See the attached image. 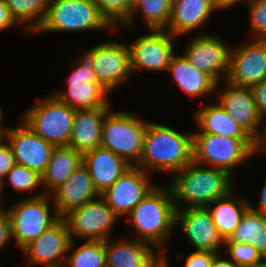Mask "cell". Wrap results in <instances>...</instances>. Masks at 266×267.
<instances>
[{"instance_id": "obj_48", "label": "cell", "mask_w": 266, "mask_h": 267, "mask_svg": "<svg viewBox=\"0 0 266 267\" xmlns=\"http://www.w3.org/2000/svg\"><path fill=\"white\" fill-rule=\"evenodd\" d=\"M1 194H2V183L0 182V197H1ZM1 199V198H0ZM3 203L1 202L0 200V210L4 209L2 206Z\"/></svg>"}, {"instance_id": "obj_30", "label": "cell", "mask_w": 266, "mask_h": 267, "mask_svg": "<svg viewBox=\"0 0 266 267\" xmlns=\"http://www.w3.org/2000/svg\"><path fill=\"white\" fill-rule=\"evenodd\" d=\"M18 26L24 24L26 34L36 33L43 24L50 0H4Z\"/></svg>"}, {"instance_id": "obj_20", "label": "cell", "mask_w": 266, "mask_h": 267, "mask_svg": "<svg viewBox=\"0 0 266 267\" xmlns=\"http://www.w3.org/2000/svg\"><path fill=\"white\" fill-rule=\"evenodd\" d=\"M100 196L97 192L88 169L81 164L70 177L52 194V205L60 218L72 210L81 207L88 201Z\"/></svg>"}, {"instance_id": "obj_3", "label": "cell", "mask_w": 266, "mask_h": 267, "mask_svg": "<svg viewBox=\"0 0 266 267\" xmlns=\"http://www.w3.org/2000/svg\"><path fill=\"white\" fill-rule=\"evenodd\" d=\"M135 239L153 245L166 254L165 242L175 226V207L170 188L156 185L126 216Z\"/></svg>"}, {"instance_id": "obj_4", "label": "cell", "mask_w": 266, "mask_h": 267, "mask_svg": "<svg viewBox=\"0 0 266 267\" xmlns=\"http://www.w3.org/2000/svg\"><path fill=\"white\" fill-rule=\"evenodd\" d=\"M146 126L147 120L132 112L109 110L102 124L100 146L136 166L142 157Z\"/></svg>"}, {"instance_id": "obj_5", "label": "cell", "mask_w": 266, "mask_h": 267, "mask_svg": "<svg viewBox=\"0 0 266 267\" xmlns=\"http://www.w3.org/2000/svg\"><path fill=\"white\" fill-rule=\"evenodd\" d=\"M255 155L254 139H234L217 134L193 132V161L233 176L234 168Z\"/></svg>"}, {"instance_id": "obj_1", "label": "cell", "mask_w": 266, "mask_h": 267, "mask_svg": "<svg viewBox=\"0 0 266 267\" xmlns=\"http://www.w3.org/2000/svg\"><path fill=\"white\" fill-rule=\"evenodd\" d=\"M193 161V133H181L168 126L147 121L143 153L136 165L152 170L176 173Z\"/></svg>"}, {"instance_id": "obj_45", "label": "cell", "mask_w": 266, "mask_h": 267, "mask_svg": "<svg viewBox=\"0 0 266 267\" xmlns=\"http://www.w3.org/2000/svg\"><path fill=\"white\" fill-rule=\"evenodd\" d=\"M241 1H246V3H248L251 0H216V3L220 10H225L226 8L228 9L229 7H232Z\"/></svg>"}, {"instance_id": "obj_8", "label": "cell", "mask_w": 266, "mask_h": 267, "mask_svg": "<svg viewBox=\"0 0 266 267\" xmlns=\"http://www.w3.org/2000/svg\"><path fill=\"white\" fill-rule=\"evenodd\" d=\"M94 0H50L45 19L38 32L109 30Z\"/></svg>"}, {"instance_id": "obj_2", "label": "cell", "mask_w": 266, "mask_h": 267, "mask_svg": "<svg viewBox=\"0 0 266 267\" xmlns=\"http://www.w3.org/2000/svg\"><path fill=\"white\" fill-rule=\"evenodd\" d=\"M172 175L174 179L171 178L168 187L175 210L179 209L177 203L180 202L185 203L184 208L207 207L233 191L234 176L222 169L202 167L194 161Z\"/></svg>"}, {"instance_id": "obj_34", "label": "cell", "mask_w": 266, "mask_h": 267, "mask_svg": "<svg viewBox=\"0 0 266 267\" xmlns=\"http://www.w3.org/2000/svg\"><path fill=\"white\" fill-rule=\"evenodd\" d=\"M6 179L9 186L11 185L15 191L20 193L31 192L42 186V177L39 173L19 164H15L8 172L5 180L2 182V191Z\"/></svg>"}, {"instance_id": "obj_9", "label": "cell", "mask_w": 266, "mask_h": 267, "mask_svg": "<svg viewBox=\"0 0 266 267\" xmlns=\"http://www.w3.org/2000/svg\"><path fill=\"white\" fill-rule=\"evenodd\" d=\"M72 65L73 70L67 77V90L52 94L75 110L110 106L109 93L98 83L89 60L81 55Z\"/></svg>"}, {"instance_id": "obj_35", "label": "cell", "mask_w": 266, "mask_h": 267, "mask_svg": "<svg viewBox=\"0 0 266 267\" xmlns=\"http://www.w3.org/2000/svg\"><path fill=\"white\" fill-rule=\"evenodd\" d=\"M229 259L239 267H262L266 264L259 252L249 243L224 242Z\"/></svg>"}, {"instance_id": "obj_47", "label": "cell", "mask_w": 266, "mask_h": 267, "mask_svg": "<svg viewBox=\"0 0 266 267\" xmlns=\"http://www.w3.org/2000/svg\"><path fill=\"white\" fill-rule=\"evenodd\" d=\"M151 267H171L167 261L165 254H162Z\"/></svg>"}, {"instance_id": "obj_22", "label": "cell", "mask_w": 266, "mask_h": 267, "mask_svg": "<svg viewBox=\"0 0 266 267\" xmlns=\"http://www.w3.org/2000/svg\"><path fill=\"white\" fill-rule=\"evenodd\" d=\"M218 10L216 0H172L171 16L165 30L175 37L191 33Z\"/></svg>"}, {"instance_id": "obj_19", "label": "cell", "mask_w": 266, "mask_h": 267, "mask_svg": "<svg viewBox=\"0 0 266 267\" xmlns=\"http://www.w3.org/2000/svg\"><path fill=\"white\" fill-rule=\"evenodd\" d=\"M225 89L220 91L218 102L231 115L237 124L243 128L254 140L260 134L258 128L262 126L252 92L249 87L237 86L223 81Z\"/></svg>"}, {"instance_id": "obj_13", "label": "cell", "mask_w": 266, "mask_h": 267, "mask_svg": "<svg viewBox=\"0 0 266 267\" xmlns=\"http://www.w3.org/2000/svg\"><path fill=\"white\" fill-rule=\"evenodd\" d=\"M151 33L137 37L131 44V74L136 70L167 71L174 52V39L165 29H150Z\"/></svg>"}, {"instance_id": "obj_32", "label": "cell", "mask_w": 266, "mask_h": 267, "mask_svg": "<svg viewBox=\"0 0 266 267\" xmlns=\"http://www.w3.org/2000/svg\"><path fill=\"white\" fill-rule=\"evenodd\" d=\"M74 242H70L64 267H106L105 241L84 240L77 247Z\"/></svg>"}, {"instance_id": "obj_37", "label": "cell", "mask_w": 266, "mask_h": 267, "mask_svg": "<svg viewBox=\"0 0 266 267\" xmlns=\"http://www.w3.org/2000/svg\"><path fill=\"white\" fill-rule=\"evenodd\" d=\"M16 164L14 154L9 143L5 139L0 143V182L2 183L8 172Z\"/></svg>"}, {"instance_id": "obj_39", "label": "cell", "mask_w": 266, "mask_h": 267, "mask_svg": "<svg viewBox=\"0 0 266 267\" xmlns=\"http://www.w3.org/2000/svg\"><path fill=\"white\" fill-rule=\"evenodd\" d=\"M255 101L258 115L262 121L266 120V80L250 87Z\"/></svg>"}, {"instance_id": "obj_25", "label": "cell", "mask_w": 266, "mask_h": 267, "mask_svg": "<svg viewBox=\"0 0 266 267\" xmlns=\"http://www.w3.org/2000/svg\"><path fill=\"white\" fill-rule=\"evenodd\" d=\"M167 71L172 74V82L190 97H202L217 93L219 85L204 72L198 71L184 55L172 57Z\"/></svg>"}, {"instance_id": "obj_10", "label": "cell", "mask_w": 266, "mask_h": 267, "mask_svg": "<svg viewBox=\"0 0 266 267\" xmlns=\"http://www.w3.org/2000/svg\"><path fill=\"white\" fill-rule=\"evenodd\" d=\"M97 74L98 83L109 94L131 76L128 44L105 41L82 53Z\"/></svg>"}, {"instance_id": "obj_29", "label": "cell", "mask_w": 266, "mask_h": 267, "mask_svg": "<svg viewBox=\"0 0 266 267\" xmlns=\"http://www.w3.org/2000/svg\"><path fill=\"white\" fill-rule=\"evenodd\" d=\"M224 242L249 243L266 262V214L256 212L249 207L240 224Z\"/></svg>"}, {"instance_id": "obj_26", "label": "cell", "mask_w": 266, "mask_h": 267, "mask_svg": "<svg viewBox=\"0 0 266 267\" xmlns=\"http://www.w3.org/2000/svg\"><path fill=\"white\" fill-rule=\"evenodd\" d=\"M194 117L201 133L217 134L234 139H253L228 114L217 101L205 104L194 112Z\"/></svg>"}, {"instance_id": "obj_38", "label": "cell", "mask_w": 266, "mask_h": 267, "mask_svg": "<svg viewBox=\"0 0 266 267\" xmlns=\"http://www.w3.org/2000/svg\"><path fill=\"white\" fill-rule=\"evenodd\" d=\"M217 253L212 251L195 250L186 257L184 267H211Z\"/></svg>"}, {"instance_id": "obj_23", "label": "cell", "mask_w": 266, "mask_h": 267, "mask_svg": "<svg viewBox=\"0 0 266 267\" xmlns=\"http://www.w3.org/2000/svg\"><path fill=\"white\" fill-rule=\"evenodd\" d=\"M83 165L99 194L112 186L130 167L119 155L101 146L83 154Z\"/></svg>"}, {"instance_id": "obj_41", "label": "cell", "mask_w": 266, "mask_h": 267, "mask_svg": "<svg viewBox=\"0 0 266 267\" xmlns=\"http://www.w3.org/2000/svg\"><path fill=\"white\" fill-rule=\"evenodd\" d=\"M17 25L10 15L4 0H0V31Z\"/></svg>"}, {"instance_id": "obj_21", "label": "cell", "mask_w": 266, "mask_h": 267, "mask_svg": "<svg viewBox=\"0 0 266 267\" xmlns=\"http://www.w3.org/2000/svg\"><path fill=\"white\" fill-rule=\"evenodd\" d=\"M156 250L153 245L135 238L122 237L116 242L109 238L105 240L106 267H151L162 255Z\"/></svg>"}, {"instance_id": "obj_7", "label": "cell", "mask_w": 266, "mask_h": 267, "mask_svg": "<svg viewBox=\"0 0 266 267\" xmlns=\"http://www.w3.org/2000/svg\"><path fill=\"white\" fill-rule=\"evenodd\" d=\"M50 201H53L51 195L44 191L38 195L24 196L19 203L6 209L11 239L16 241L20 250L60 219L55 206L49 205ZM50 208H53L51 213Z\"/></svg>"}, {"instance_id": "obj_6", "label": "cell", "mask_w": 266, "mask_h": 267, "mask_svg": "<svg viewBox=\"0 0 266 267\" xmlns=\"http://www.w3.org/2000/svg\"><path fill=\"white\" fill-rule=\"evenodd\" d=\"M48 96L28 108L21 121L54 147L69 146L76 110L52 93Z\"/></svg>"}, {"instance_id": "obj_46", "label": "cell", "mask_w": 266, "mask_h": 267, "mask_svg": "<svg viewBox=\"0 0 266 267\" xmlns=\"http://www.w3.org/2000/svg\"><path fill=\"white\" fill-rule=\"evenodd\" d=\"M2 112H3V110H1V108H0V143L6 139V133H7V129H8V127L6 128V127L2 126V120L4 119Z\"/></svg>"}, {"instance_id": "obj_33", "label": "cell", "mask_w": 266, "mask_h": 267, "mask_svg": "<svg viewBox=\"0 0 266 267\" xmlns=\"http://www.w3.org/2000/svg\"><path fill=\"white\" fill-rule=\"evenodd\" d=\"M94 3L99 13L113 29L128 21L134 7L133 0H94Z\"/></svg>"}, {"instance_id": "obj_28", "label": "cell", "mask_w": 266, "mask_h": 267, "mask_svg": "<svg viewBox=\"0 0 266 267\" xmlns=\"http://www.w3.org/2000/svg\"><path fill=\"white\" fill-rule=\"evenodd\" d=\"M231 191L227 196L217 199L207 206L211 213L213 222L219 235L224 239H228L234 232L235 228L240 224L241 219L250 207V203L246 198H236ZM234 197V198H233Z\"/></svg>"}, {"instance_id": "obj_18", "label": "cell", "mask_w": 266, "mask_h": 267, "mask_svg": "<svg viewBox=\"0 0 266 267\" xmlns=\"http://www.w3.org/2000/svg\"><path fill=\"white\" fill-rule=\"evenodd\" d=\"M6 140L12 149L16 164L40 175L45 172L54 149L53 145L35 134L23 122L19 127L7 129Z\"/></svg>"}, {"instance_id": "obj_17", "label": "cell", "mask_w": 266, "mask_h": 267, "mask_svg": "<svg viewBox=\"0 0 266 267\" xmlns=\"http://www.w3.org/2000/svg\"><path fill=\"white\" fill-rule=\"evenodd\" d=\"M177 224L195 250L220 254L219 248L224 245V239L219 235L207 207H182L175 210V225Z\"/></svg>"}, {"instance_id": "obj_12", "label": "cell", "mask_w": 266, "mask_h": 267, "mask_svg": "<svg viewBox=\"0 0 266 267\" xmlns=\"http://www.w3.org/2000/svg\"><path fill=\"white\" fill-rule=\"evenodd\" d=\"M190 39L182 55L198 71L210 76L217 84H220L223 79L226 80L231 48L212 33H198Z\"/></svg>"}, {"instance_id": "obj_11", "label": "cell", "mask_w": 266, "mask_h": 267, "mask_svg": "<svg viewBox=\"0 0 266 267\" xmlns=\"http://www.w3.org/2000/svg\"><path fill=\"white\" fill-rule=\"evenodd\" d=\"M63 219L67 224L71 240L79 237L83 240L105 241L109 239L112 226L119 221V217L101 196L72 210Z\"/></svg>"}, {"instance_id": "obj_36", "label": "cell", "mask_w": 266, "mask_h": 267, "mask_svg": "<svg viewBox=\"0 0 266 267\" xmlns=\"http://www.w3.org/2000/svg\"><path fill=\"white\" fill-rule=\"evenodd\" d=\"M247 5L253 39H266V0H251Z\"/></svg>"}, {"instance_id": "obj_40", "label": "cell", "mask_w": 266, "mask_h": 267, "mask_svg": "<svg viewBox=\"0 0 266 267\" xmlns=\"http://www.w3.org/2000/svg\"><path fill=\"white\" fill-rule=\"evenodd\" d=\"M11 239L10 223L6 209L0 210V251Z\"/></svg>"}, {"instance_id": "obj_24", "label": "cell", "mask_w": 266, "mask_h": 267, "mask_svg": "<svg viewBox=\"0 0 266 267\" xmlns=\"http://www.w3.org/2000/svg\"><path fill=\"white\" fill-rule=\"evenodd\" d=\"M110 108L76 110L69 146L82 154L100 147L102 124Z\"/></svg>"}, {"instance_id": "obj_31", "label": "cell", "mask_w": 266, "mask_h": 267, "mask_svg": "<svg viewBox=\"0 0 266 267\" xmlns=\"http://www.w3.org/2000/svg\"><path fill=\"white\" fill-rule=\"evenodd\" d=\"M172 0H135L133 11L128 21L122 25L132 27L135 25V14L141 12L145 24L149 29H165L171 16Z\"/></svg>"}, {"instance_id": "obj_44", "label": "cell", "mask_w": 266, "mask_h": 267, "mask_svg": "<svg viewBox=\"0 0 266 267\" xmlns=\"http://www.w3.org/2000/svg\"><path fill=\"white\" fill-rule=\"evenodd\" d=\"M262 131L255 140V154L263 149L266 150V123Z\"/></svg>"}, {"instance_id": "obj_42", "label": "cell", "mask_w": 266, "mask_h": 267, "mask_svg": "<svg viewBox=\"0 0 266 267\" xmlns=\"http://www.w3.org/2000/svg\"><path fill=\"white\" fill-rule=\"evenodd\" d=\"M250 208L256 212H260L263 214H266V177L264 180V184L262 186V190L260 193V198L257 207L255 208L253 205L250 203Z\"/></svg>"}, {"instance_id": "obj_15", "label": "cell", "mask_w": 266, "mask_h": 267, "mask_svg": "<svg viewBox=\"0 0 266 267\" xmlns=\"http://www.w3.org/2000/svg\"><path fill=\"white\" fill-rule=\"evenodd\" d=\"M148 174L140 167L130 166L100 196L118 217H126L149 191L156 186L151 182L150 175Z\"/></svg>"}, {"instance_id": "obj_16", "label": "cell", "mask_w": 266, "mask_h": 267, "mask_svg": "<svg viewBox=\"0 0 266 267\" xmlns=\"http://www.w3.org/2000/svg\"><path fill=\"white\" fill-rule=\"evenodd\" d=\"M70 242L67 224L63 218H60L36 239L26 244L21 251L26 258L28 257L27 261L31 265L64 267Z\"/></svg>"}, {"instance_id": "obj_27", "label": "cell", "mask_w": 266, "mask_h": 267, "mask_svg": "<svg viewBox=\"0 0 266 267\" xmlns=\"http://www.w3.org/2000/svg\"><path fill=\"white\" fill-rule=\"evenodd\" d=\"M83 164V154L70 146L54 147L45 172L41 175L45 194L51 195Z\"/></svg>"}, {"instance_id": "obj_14", "label": "cell", "mask_w": 266, "mask_h": 267, "mask_svg": "<svg viewBox=\"0 0 266 267\" xmlns=\"http://www.w3.org/2000/svg\"><path fill=\"white\" fill-rule=\"evenodd\" d=\"M266 80V39L230 49L229 72L226 81L233 85L251 87Z\"/></svg>"}, {"instance_id": "obj_43", "label": "cell", "mask_w": 266, "mask_h": 267, "mask_svg": "<svg viewBox=\"0 0 266 267\" xmlns=\"http://www.w3.org/2000/svg\"><path fill=\"white\" fill-rule=\"evenodd\" d=\"M211 267H239L233 261L228 259H223L221 254H217L211 264Z\"/></svg>"}]
</instances>
